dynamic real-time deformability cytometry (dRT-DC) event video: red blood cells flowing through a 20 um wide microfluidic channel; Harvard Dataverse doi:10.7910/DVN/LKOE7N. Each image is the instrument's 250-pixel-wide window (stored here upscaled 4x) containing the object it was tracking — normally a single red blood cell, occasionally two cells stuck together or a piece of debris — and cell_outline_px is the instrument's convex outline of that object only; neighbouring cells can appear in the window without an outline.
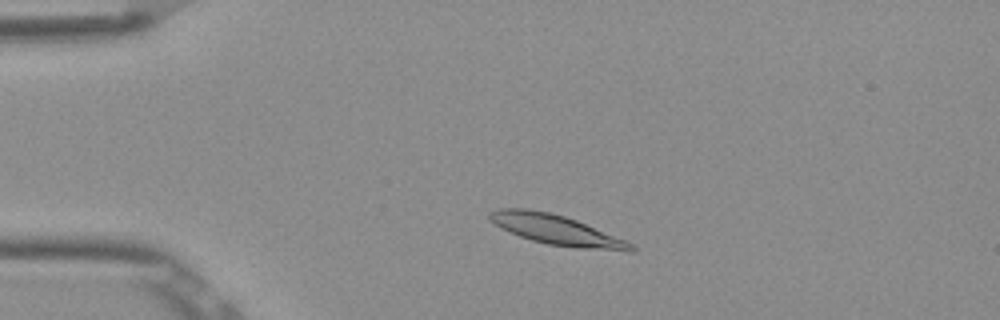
{"species": "Egyptian fruit bat (a non-hibernating species)", "species_latin": "Rousettus aegyptiacus", "temperature_condition": "room temperature", "stored_images_in_passage": 3, "camera_frame_rate_fps": 3000, "um_per_image_px": 0.085, "frame": {"image": 1, "passage_image": 2, "time_ms": 0.333, "image_size_px": [1000, 320], "cell_outline_px": [[636, 248], [632, 252], [628, 252], [576, 248], [548, 244], [532, 240], [520, 236], [500, 228], [488, 220], [488, 212], [496, 208], [528, 208], [548, 212], [564, 216], [576, 220], [628, 240], [636, 244]], "centroid_in_image_um": [47.34, 19.55], "position_along_channel_um": 37.7, "area_um2": 25.14}}